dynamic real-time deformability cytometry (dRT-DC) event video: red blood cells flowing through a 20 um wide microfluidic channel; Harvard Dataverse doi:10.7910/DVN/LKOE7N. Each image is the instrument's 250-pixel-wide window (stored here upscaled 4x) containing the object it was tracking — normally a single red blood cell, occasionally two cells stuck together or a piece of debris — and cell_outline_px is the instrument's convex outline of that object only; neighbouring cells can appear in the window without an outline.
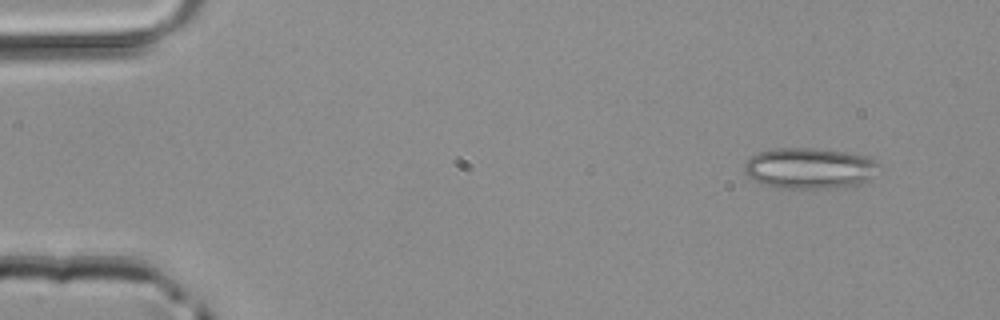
{"species": "common noctule bat (a hibernating species)", "species_latin": "Nyctalus noctula", "temperature_condition": "room temperature", "stored_images_in_passage": 3, "camera_frame_rate_fps": 3000, "um_per_image_px": 0.085, "animal": {"sex": "male", "body_mass_g": 20.4}, "frame": {"image": 1, "passage_image": 1, "time_ms": 0.0, "image_size_px": [1000, 320], "cell_outline_px": [[884, 168], [864, 184], [836, 188], [776, 188], [760, 184], [748, 176], [744, 172], [744, 164], [752, 156], [760, 152], [776, 148], [816, 148], [848, 152], [868, 156], [876, 160]], "centroid_in_image_um": [68.9, 14.31], "position_along_channel_um": 16.1, "area_um2": 32.89}}
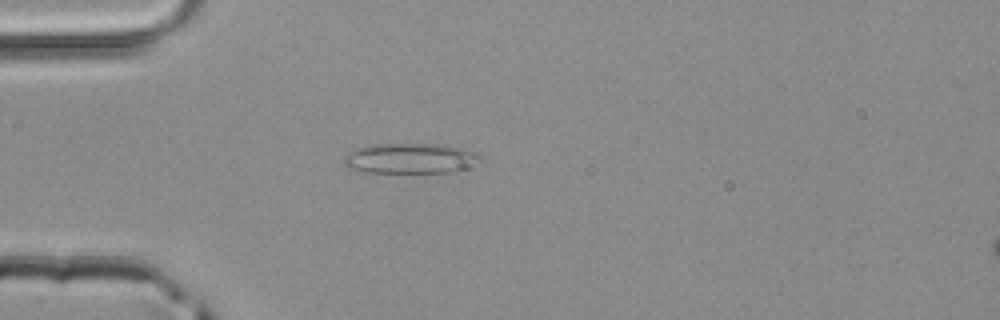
{"frame": {"image": 2, "passage_image": 3, "time_ms": 0.667, "image_size_px": [1000, 320], "cell_outline_px": [[480, 156], [460, 172], [368, 172], [348, 168], [344, 164], [344, 156], [348, 152], [360, 148], [376, 144], [448, 144], [464, 148], [476, 152]], "centroid_in_image_um": [34.87, 13.45], "position_along_channel_um": 50.1, "area_um2": 23.81}}